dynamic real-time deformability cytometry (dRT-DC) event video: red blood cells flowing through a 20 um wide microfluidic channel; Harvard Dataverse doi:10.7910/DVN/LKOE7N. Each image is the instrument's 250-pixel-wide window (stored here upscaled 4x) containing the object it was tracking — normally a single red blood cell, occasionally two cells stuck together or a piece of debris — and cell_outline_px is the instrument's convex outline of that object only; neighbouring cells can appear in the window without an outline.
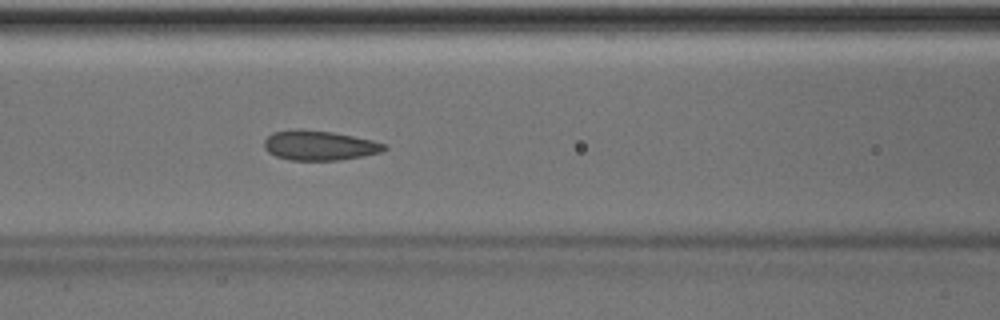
{"species": "Egyptian fruit bat (a non-hibernating species)", "species_latin": "Rousettus aegyptiacus", "temperature_condition": "room temperature", "stored_images_in_passage": 51, "camera_frame_rate_fps": 3000, "um_per_image_px": 0.085, "animal": {"sex": "male"}, "frame": {"image": 1, "passage_image": 22, "time_ms": 7.0, "image_size_px": [1000, 320], "cell_outline_px": [[388, 148], [380, 152], [364, 156], [340, 160], [288, 160], [276, 156], [268, 152], [264, 148], [264, 140], [272, 132], [296, 128], [332, 132], [372, 140], [388, 144]], "centroid_in_image_um": [27.13, 12.36], "position_along_channel_um": 139.5, "area_um2": 20.98}}
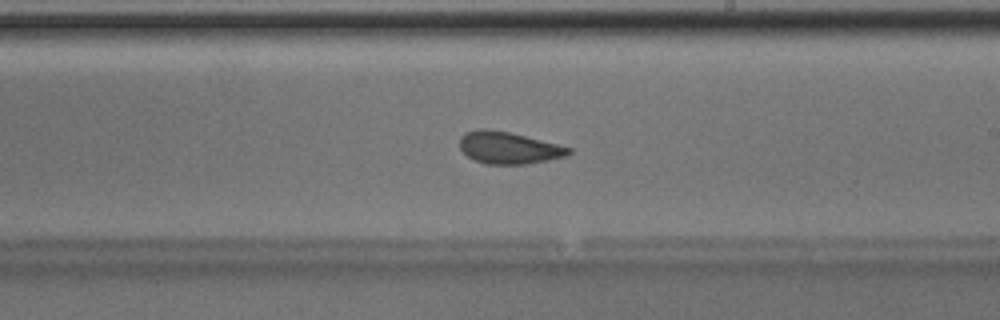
{"frame": {"image": 2, "passage_image": 30, "time_ms": 9.667, "image_size_px": [1000, 320], "cell_outline_px": [[572, 152], [568, 156], [548, 160], [524, 164], [488, 164], [476, 160], [468, 156], [460, 148], [460, 136], [464, 132], [480, 128], [484, 128], [508, 132], [572, 148]], "centroid_in_image_um": [43.23, 12.56], "position_along_channel_um": 245.8, "area_um2": 20.11}, "authors_computed_cell_mechanics": {"area_um2": 20.7502, "velocity_mm_per_s": 4.0027, "shape_relaxation_time_tau1_ms": 4.0083, "shape_relaxation_time_tau2_ms": 1.1634, "deformation_change_tau1": 0.1016, "deformation_change_tau2": 0.0473}}